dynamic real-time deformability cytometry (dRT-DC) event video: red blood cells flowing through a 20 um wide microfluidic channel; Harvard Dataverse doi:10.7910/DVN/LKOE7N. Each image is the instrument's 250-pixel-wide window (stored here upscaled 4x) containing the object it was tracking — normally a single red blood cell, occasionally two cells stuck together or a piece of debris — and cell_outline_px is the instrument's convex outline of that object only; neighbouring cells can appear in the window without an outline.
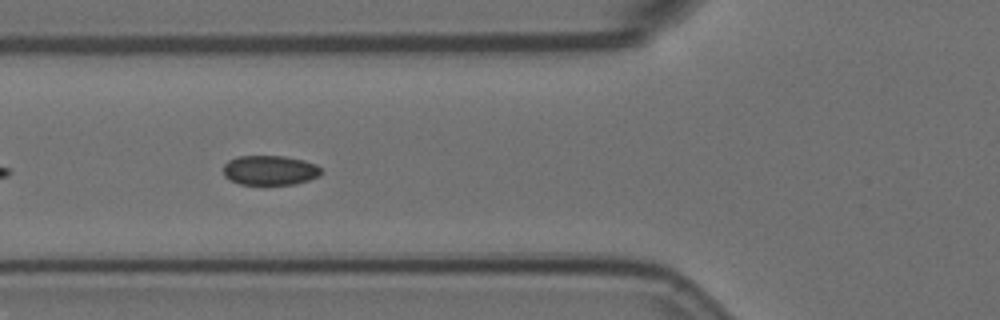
{"species": "Egyptian fruit bat (a non-hibernating species)", "species_latin": "Rousettus aegyptiacus", "temperature_condition": "room temperature", "stored_images_in_passage": 19, "camera_frame_rate_fps": 3000, "um_per_image_px": 0.085, "animal": {"sex": "female"}, "frame": {"image": 1, "passage_image": 6, "time_ms": 1.667, "image_size_px": [1000, 320], "cell_outline_px": [[324, 172], [320, 176], [296, 184], [264, 188], [240, 184], [224, 176], [224, 164], [228, 160], [236, 156], [284, 156], [304, 160], [316, 164]], "centroid_in_image_um": [22.95, 14.52], "position_along_channel_um": 102.8, "area_um2": 17.8}}
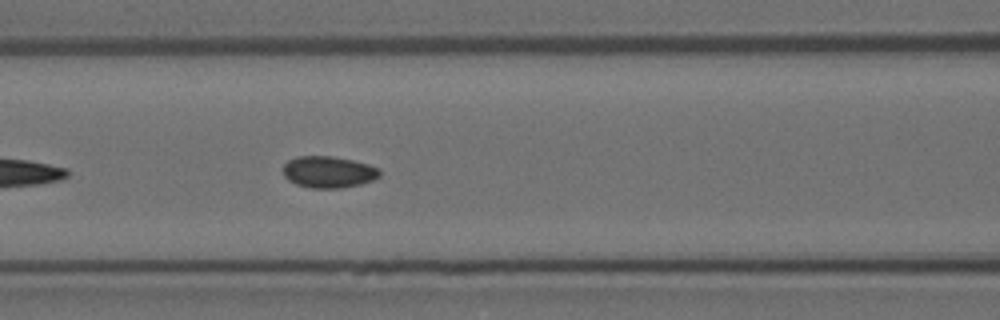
{"frame": {"image": 2, "passage_image": 9, "time_ms": 2.667, "image_size_px": [1000, 320], "cell_outline_px": [[380, 176], [372, 180], [360, 184], [340, 188], [312, 188], [296, 184], [288, 180], [284, 176], [284, 164], [288, 160], [296, 156], [332, 156], [352, 160], [368, 164], [380, 168]], "centroid_in_image_um": [27.92, 14.61], "position_along_channel_um": 138.7, "area_um2": 17.8}}